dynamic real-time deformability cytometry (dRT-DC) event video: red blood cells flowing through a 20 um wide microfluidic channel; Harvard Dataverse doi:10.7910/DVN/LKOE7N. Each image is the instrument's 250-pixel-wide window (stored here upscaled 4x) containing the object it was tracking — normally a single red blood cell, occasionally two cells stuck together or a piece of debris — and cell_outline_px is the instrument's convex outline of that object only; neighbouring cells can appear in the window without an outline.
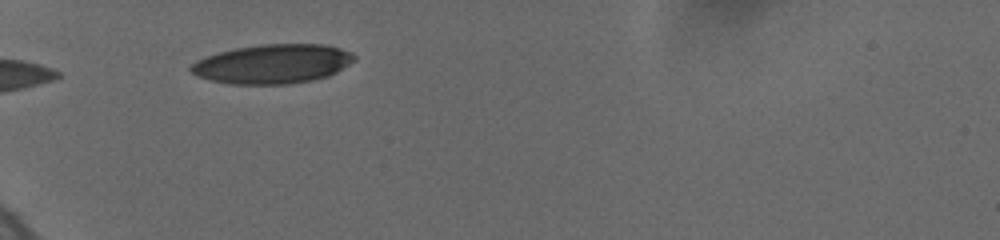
{"species": "human", "species_latin": "Homo sapiens", "temperature_condition": "cold", "stored_images_in_passage": 5, "camera_frame_rate_fps": 3000, "um_per_image_px": 0.085, "donor": {"sex": "female"}, "frame": {"image": 1, "passage_image": 4, "time_ms": 3.333, "image_size_px": [1000, 240], "cell_outline_px": [[356, 60], [336, 72], [328, 76], [312, 80], [288, 84], [228, 84], [208, 80], [196, 76], [188, 68], [196, 60], [220, 52], [236, 48], [264, 44], [324, 44], [340, 48], [352, 52], [356, 56]], "centroid_in_image_um": [23.18, 5.44], "position_along_channel_um": 61.8, "area_um2": 37.45}}